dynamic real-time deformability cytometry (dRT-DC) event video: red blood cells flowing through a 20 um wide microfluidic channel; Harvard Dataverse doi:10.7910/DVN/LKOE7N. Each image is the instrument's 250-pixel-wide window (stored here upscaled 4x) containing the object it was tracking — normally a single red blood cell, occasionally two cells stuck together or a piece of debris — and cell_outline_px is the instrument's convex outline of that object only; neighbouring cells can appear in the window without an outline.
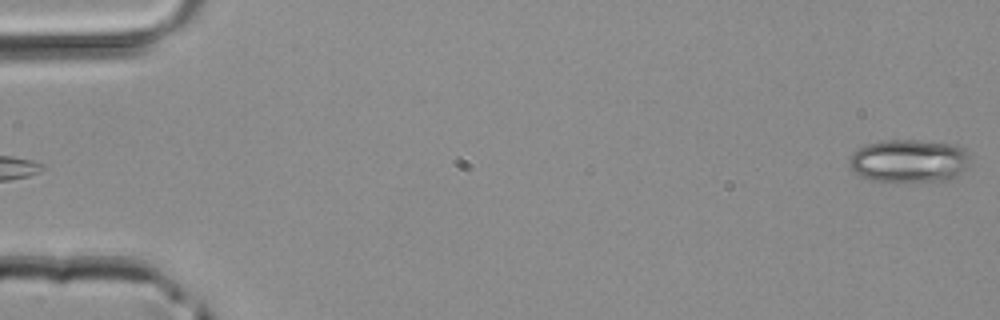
{"species": "common noctule bat (a hibernating species)", "species_latin": "Nyctalus noctula", "temperature_condition": "room temperature", "stored_images_in_passage": 3, "segment_of_instrument_passage": [2, 2], "camera_frame_rate_fps": 3000, "um_per_image_px": 0.085, "animal": {"sex": "male", "body_mass_g": 20.4}, "frame": {"image": 1, "passage_image": 3, "time_ms": 0.667, "image_size_px": [1000, 320], "cell_outline_px": [[972, 160], [956, 176], [948, 180], [872, 180], [856, 172], [848, 164], [848, 160], [852, 152], [856, 148], [868, 144], [884, 140], [916, 140], [956, 144], [964, 148]], "centroid_in_image_um": [77.28, 13.63], "position_along_channel_um": 7.7, "area_um2": 29.94}}